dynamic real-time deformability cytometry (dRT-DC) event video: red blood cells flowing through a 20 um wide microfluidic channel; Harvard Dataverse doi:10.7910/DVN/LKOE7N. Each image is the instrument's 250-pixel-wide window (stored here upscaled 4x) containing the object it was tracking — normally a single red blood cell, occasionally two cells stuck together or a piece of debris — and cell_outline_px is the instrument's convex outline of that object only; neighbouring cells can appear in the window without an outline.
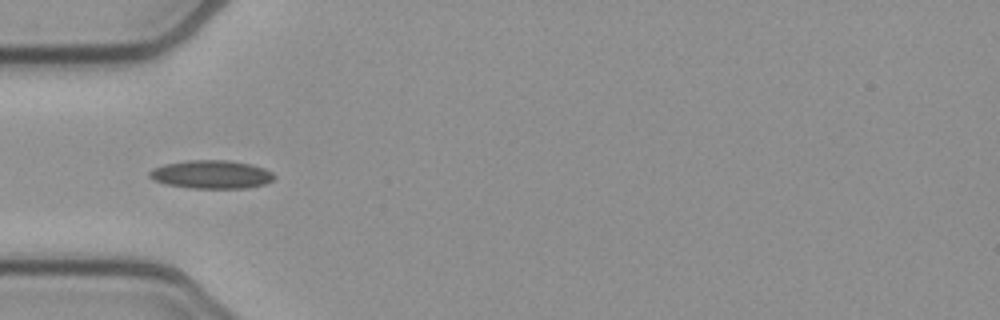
{"species": "common noctule bat (a hibernating species)", "species_latin": "Nyctalus noctula", "temperature_condition": "cold", "stored_images_in_passage": 38, "camera_frame_rate_fps": 3000, "um_per_image_px": 0.085, "animal": {"sex": "female", "body_mass_g": 21.9}, "frame": {"image": 1, "passage_image": 2, "time_ms": 0.333, "image_size_px": [1000, 320], "cell_outline_px": [[276, 176], [272, 180], [264, 184], [248, 188], [192, 188], [164, 184], [152, 180], [148, 176], [148, 172], [152, 168], [164, 164], [188, 160], [228, 160], [252, 164], [264, 168], [272, 172]], "centroid_in_image_um": [17.94, 14.82], "position_along_channel_um": 67.1, "area_um2": 20.81}}
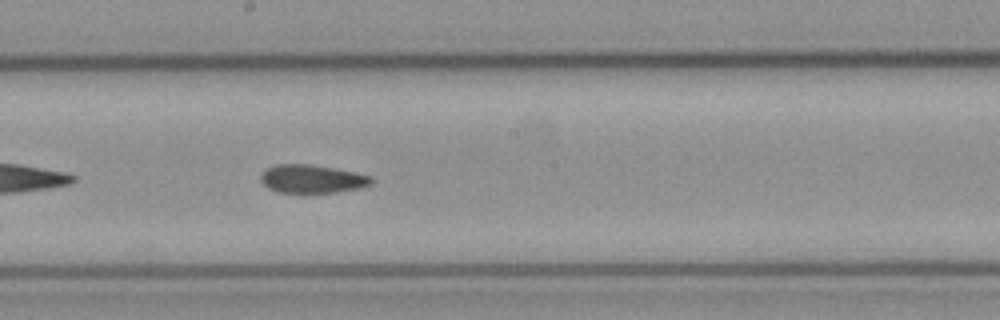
{"frame": {"image": 2, "passage_image": 14, "time_ms": 4.333, "image_size_px": [1000, 320], "cell_outline_px": [[372, 184], [360, 188], [336, 192], [276, 192], [268, 188], [260, 180], [260, 176], [268, 168], [276, 164], [312, 164], [356, 172], [372, 176]], "centroid_in_image_um": [26.54, 15.2], "position_along_channel_um": 221.7, "area_um2": 18.21}}
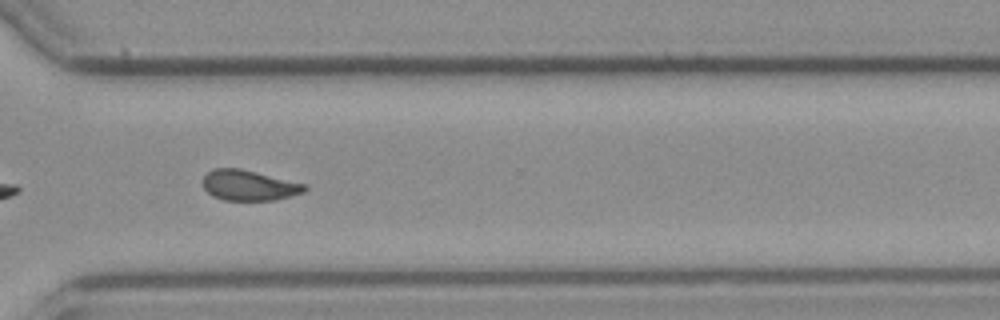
{"frame": {"image": 3, "passage_image": 24, "time_ms": 7.667, "image_size_px": [1000, 320], "cell_outline_px": [[308, 188], [304, 192], [276, 200], [224, 200], [212, 196], [204, 188], [204, 176], [212, 168], [240, 168], [308, 184]], "centroid_in_image_um": [21.2, 15.75], "position_along_channel_um": 349.4, "area_um2": 18.15}, "authors_computed_cell_mechanics": {"area_um2": 18.6694, "velocity_mm_per_s": 3.8501, "shape_relaxation_time_tau1_ms": null, "shape_relaxation_time_tau2_ms": 4.089, "deformation_change_tau1": null, "deformation_change_tau2": 0.0937}}